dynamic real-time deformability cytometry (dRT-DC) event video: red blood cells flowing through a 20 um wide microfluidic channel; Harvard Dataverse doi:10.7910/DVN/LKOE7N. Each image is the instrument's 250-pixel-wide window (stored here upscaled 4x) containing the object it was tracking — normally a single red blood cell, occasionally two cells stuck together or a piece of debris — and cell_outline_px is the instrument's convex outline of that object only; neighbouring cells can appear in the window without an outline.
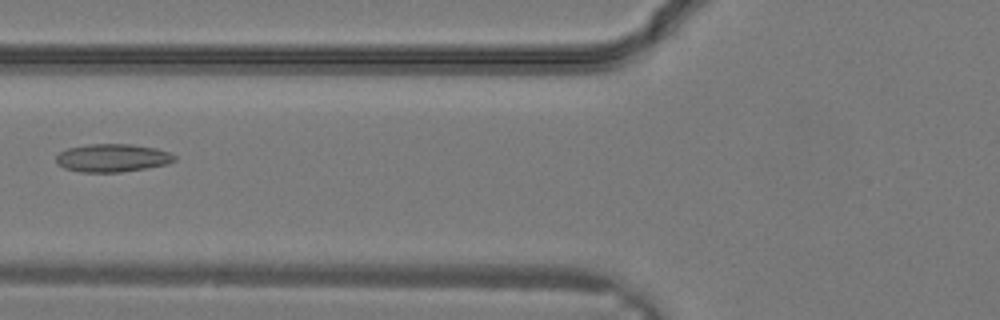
{"species": "common noctule bat (a hibernating species)", "species_latin": "Nyctalus noctula", "temperature_condition": "warm", "stored_images_in_passage": 13, "camera_frame_rate_fps": 3000, "um_per_image_px": 0.085, "animal": {"sex": "male", "body_mass_g": 19.2, "forearm_length_mm": 51.8}, "frame": {"image": 1, "passage_image": 10, "time_ms": 3.0, "image_size_px": [1000, 320], "cell_outline_px": [[176, 160], [168, 164], [120, 172], [80, 172], [64, 168], [56, 164], [56, 156], [60, 152], [68, 148], [88, 144], [132, 144], [156, 148], [168, 152], [176, 156]], "centroid_in_image_um": [9.54, 13.42], "position_along_channel_um": 116.3, "area_um2": 19.36}}
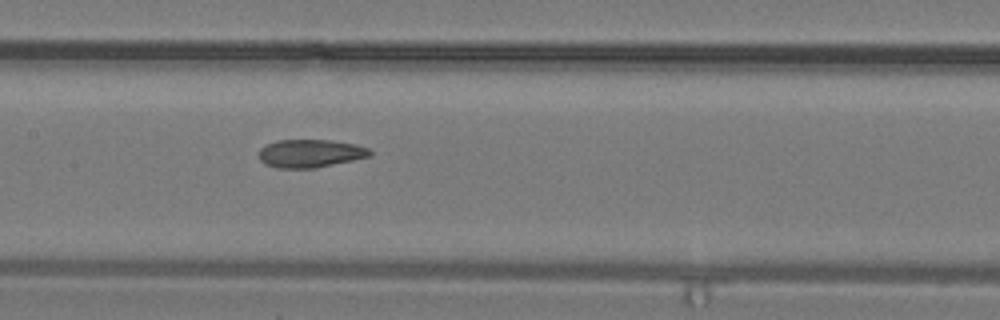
{"frame": {"image": 2, "passage_image": 13, "time_ms": 4.0, "image_size_px": [1000, 320], "cell_outline_px": [[372, 156], [316, 168], [276, 168], [264, 164], [260, 160], [260, 148], [264, 144], [276, 140], [332, 140], [356, 144], [368, 148], [372, 152]], "centroid_in_image_um": [26.37, 13.04], "position_along_channel_um": 181.0, "area_um2": 18.38}}